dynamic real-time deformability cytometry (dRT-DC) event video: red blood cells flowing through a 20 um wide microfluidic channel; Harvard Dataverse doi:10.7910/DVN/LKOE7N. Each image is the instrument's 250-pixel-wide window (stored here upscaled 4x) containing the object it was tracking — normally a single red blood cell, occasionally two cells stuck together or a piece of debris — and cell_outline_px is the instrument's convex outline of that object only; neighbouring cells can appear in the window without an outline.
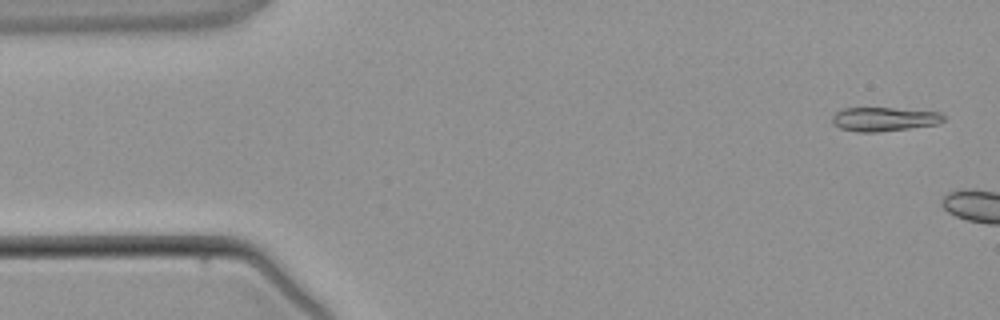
{"species": "common noctule bat (a hibernating species)", "species_latin": "Nyctalus noctula", "temperature_condition": "warm", "stored_images_in_passage": 2, "camera_frame_rate_fps": 3000, "um_per_image_px": 0.085, "animal": {"sex": "male", "body_mass_g": 21.5, "forearm_length_mm": 52.0}, "frame": {"image": 1, "passage_image": 1, "time_ms": 0.0, "image_size_px": [1000, 320], "cell_outline_px": [[944, 120], [940, 124], [876, 132], [856, 132], [840, 128], [832, 120], [832, 116], [836, 112], [844, 108], [892, 108], [940, 112], [944, 116]], "centroid_in_image_um": [75.16, 10.13], "position_along_channel_um": 9.8, "area_um2": 15.43}}